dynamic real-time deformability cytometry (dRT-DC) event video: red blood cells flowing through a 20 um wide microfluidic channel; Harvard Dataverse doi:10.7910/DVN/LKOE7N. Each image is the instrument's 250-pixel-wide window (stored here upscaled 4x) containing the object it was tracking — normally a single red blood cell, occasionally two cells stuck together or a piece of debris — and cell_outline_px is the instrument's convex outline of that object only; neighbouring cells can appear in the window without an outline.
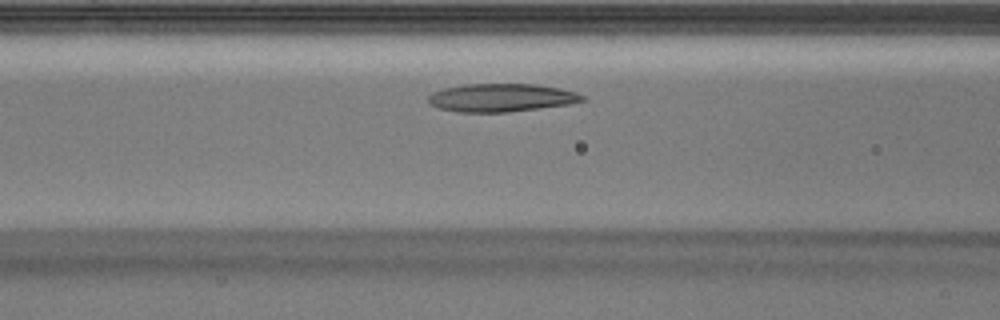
{"species": "Egyptian fruit bat (a non-hibernating species)", "species_latin": "Rousettus aegyptiacus", "temperature_condition": "warm", "stored_images_in_passage": 26, "camera_frame_rate_fps": 3000, "um_per_image_px": 0.085, "animal": {"sex": "male"}, "frame": {"image": 1, "passage_image": 8, "time_ms": 2.333, "image_size_px": [1000, 320], "cell_outline_px": [[584, 100], [568, 104], [540, 108], [508, 112], [456, 112], [440, 108], [428, 104], [428, 96], [432, 92], [444, 88], [464, 84], [536, 84], [560, 88], [576, 92], [584, 96]], "centroid_in_image_um": [42.57, 8.3], "position_along_channel_um": 124.0, "area_um2": 25.26}}
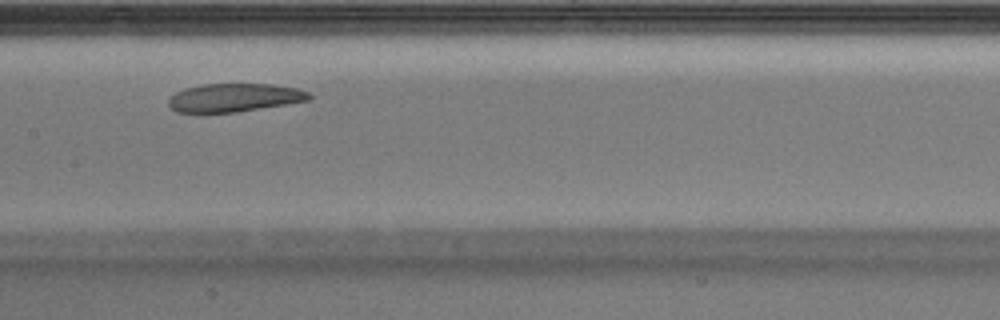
{"frame": {"image": 2, "passage_image": 12, "time_ms": 3.667, "image_size_px": [1000, 320], "cell_outline_px": [[312, 100], [236, 112], [176, 112], [168, 104], [168, 100], [176, 92], [184, 88], [204, 84], [272, 84], [300, 88], [308, 92], [312, 96]], "centroid_in_image_um": [19.97, 8.29], "position_along_channel_um": 187.4, "area_um2": 23.24}}